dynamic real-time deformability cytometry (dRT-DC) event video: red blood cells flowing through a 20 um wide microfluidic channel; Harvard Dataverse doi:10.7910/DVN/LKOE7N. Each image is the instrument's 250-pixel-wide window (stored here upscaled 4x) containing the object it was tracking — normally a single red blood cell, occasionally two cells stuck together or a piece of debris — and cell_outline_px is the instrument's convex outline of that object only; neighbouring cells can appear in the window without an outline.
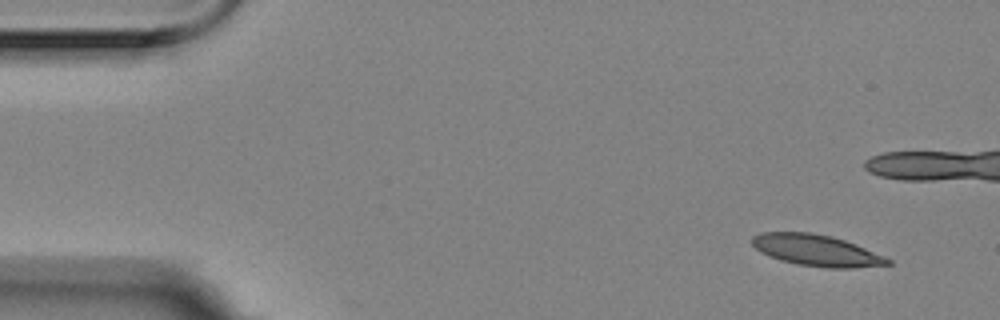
{"species": "Egyptian fruit bat (a non-hibernating species)", "species_latin": "Rousettus aegyptiacus", "temperature_condition": "room temperature", "stored_images_in_passage": 5, "camera_frame_rate_fps": 3000, "um_per_image_px": 0.085, "animal": {"sex": "female"}, "frame": {"image": 1, "passage_image": 1, "time_ms": 0.0, "image_size_px": [1000, 320], "cell_outline_px": [[892, 264], [852, 268], [828, 268], [796, 264], [780, 260], [760, 252], [752, 244], [752, 236], [760, 232], [808, 232], [832, 236], [856, 244], [884, 256], [892, 260]], "centroid_in_image_um": [69.39, 21.28], "position_along_channel_um": 15.6, "area_um2": 24.8}}